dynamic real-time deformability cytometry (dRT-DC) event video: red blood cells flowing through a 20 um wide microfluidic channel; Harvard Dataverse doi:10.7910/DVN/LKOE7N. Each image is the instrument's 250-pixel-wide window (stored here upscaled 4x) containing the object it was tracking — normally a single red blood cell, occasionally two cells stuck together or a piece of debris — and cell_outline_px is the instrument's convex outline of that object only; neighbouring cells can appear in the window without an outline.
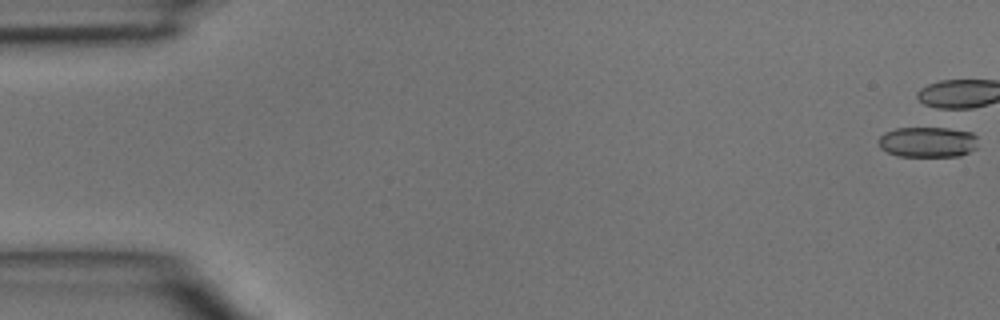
{"species": "common noctule bat (a hibernating species)", "species_latin": "Nyctalus noctula", "temperature_condition": "room temperature", "stored_images_in_passage": 36, "camera_frame_rate_fps": 3000, "um_per_image_px": 0.085, "animal": {"sex": "male", "body_mass_g": 15.6}, "frame": {"image": 1, "passage_image": 1, "time_ms": 0.0, "image_size_px": [1000, 320], "cell_outline_px": [[976, 148], [960, 156], [900, 156], [888, 152], [880, 148], [876, 140], [884, 132], [896, 128], [936, 124], [940, 124], [972, 132], [976, 136]], "centroid_in_image_um": [78.85, 11.99], "position_along_channel_um": 6.1, "area_um2": 18.79}}